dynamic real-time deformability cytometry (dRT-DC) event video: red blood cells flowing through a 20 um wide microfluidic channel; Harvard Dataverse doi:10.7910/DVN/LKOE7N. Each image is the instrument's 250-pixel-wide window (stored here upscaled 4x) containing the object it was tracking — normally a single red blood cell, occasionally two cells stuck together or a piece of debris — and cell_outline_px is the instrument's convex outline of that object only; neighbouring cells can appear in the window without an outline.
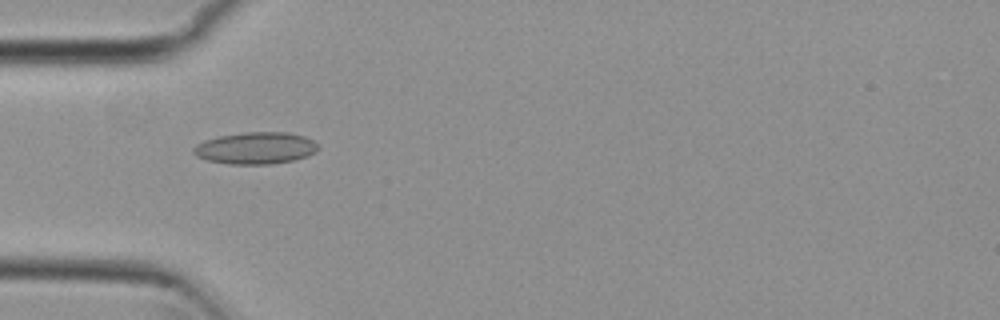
{"species": "common noctule bat (a hibernating species)", "species_latin": "Nyctalus noctula", "temperature_condition": "cold", "stored_images_in_passage": 7, "camera_frame_rate_fps": 3000, "um_per_image_px": 0.085, "animal": {"sex": "female", "body_mass_g": 29.2, "forearm_length_mm": 56.3}, "frame": {"image": 1, "passage_image": 1, "time_ms": 0.0, "image_size_px": [1000, 320], "cell_outline_px": [[320, 148], [316, 152], [292, 160], [272, 164], [228, 164], [208, 160], [196, 156], [192, 152], [192, 148], [196, 144], [204, 140], [220, 136], [244, 132], [288, 132], [304, 136], [312, 140]], "centroid_in_image_um": [21.7, 12.58], "position_along_channel_um": 63.3, "area_um2": 23.12}}
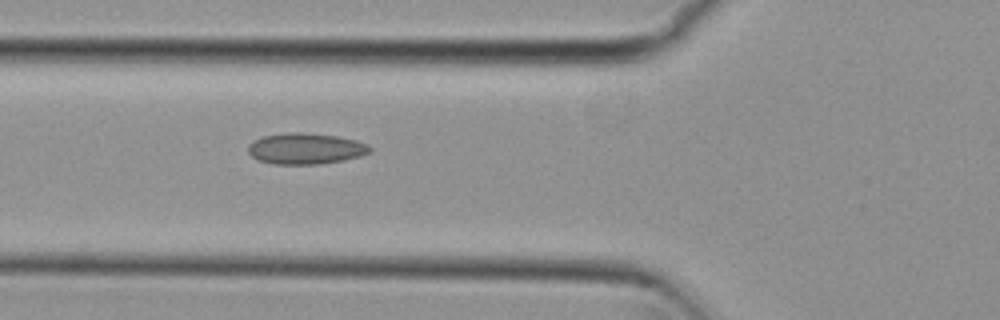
{"frame": {"image": 2, "passage_image": 4, "time_ms": 1.0, "image_size_px": [1000, 320], "cell_outline_px": [[372, 148], [368, 152], [360, 156], [344, 160], [316, 164], [272, 164], [256, 160], [248, 152], [248, 144], [252, 140], [264, 136], [288, 132], [304, 132], [336, 136], [356, 140], [368, 144]], "centroid_in_image_um": [25.93, 12.63], "position_along_channel_um": 99.9, "area_um2": 22.14}}
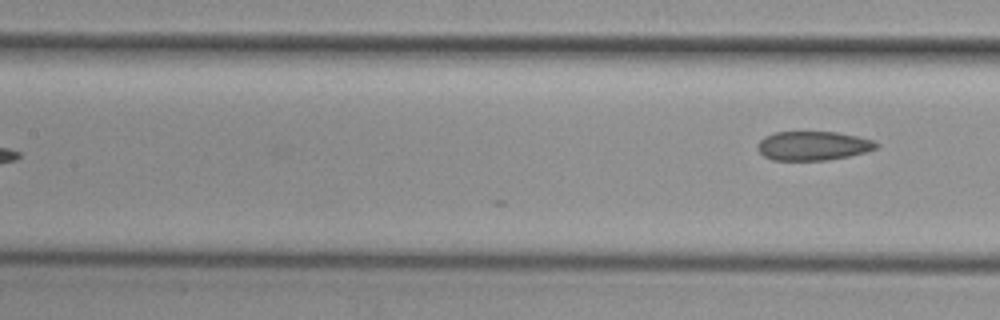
{"frame": {"image": 3, "passage_image": 7, "time_ms": 2.0, "image_size_px": [1000, 320], "cell_outline_px": [[880, 144], [876, 148], [864, 152], [848, 156], [824, 160], [772, 160], [764, 156], [756, 148], [756, 144], [764, 136], [776, 132], [836, 132], [856, 136], [872, 140]], "centroid_in_image_um": [69.06, 12.39], "position_along_channel_um": 138.3, "area_um2": 20.0}}